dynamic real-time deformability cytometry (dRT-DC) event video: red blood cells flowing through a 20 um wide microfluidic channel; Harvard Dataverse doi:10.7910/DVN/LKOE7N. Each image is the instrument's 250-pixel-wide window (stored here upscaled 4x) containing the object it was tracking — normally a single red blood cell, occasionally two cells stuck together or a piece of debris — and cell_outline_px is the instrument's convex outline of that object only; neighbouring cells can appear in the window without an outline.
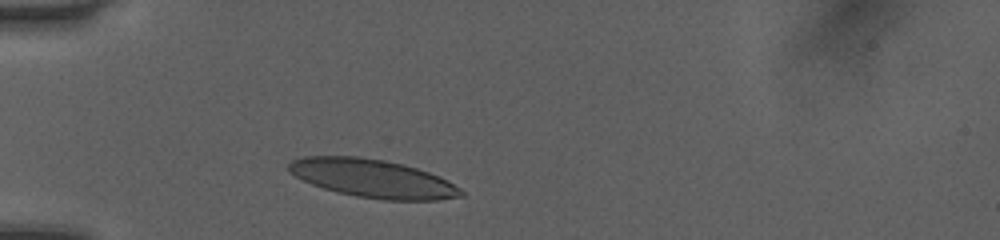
{"species": "human", "species_latin": "Homo sapiens", "temperature_condition": "room temperature", "stored_images_in_passage": 10, "camera_frame_rate_fps": 3000, "um_per_image_px": 0.085, "donor": {"sex": "female"}, "frame": {"image": 1, "passage_image": 1, "time_ms": 0.0, "image_size_px": [1000, 240], "cell_outline_px": [[464, 196], [440, 200], [384, 200], [356, 196], [336, 192], [312, 184], [288, 172], [288, 164], [292, 160], [304, 156], [360, 156], [384, 160], [404, 164], [440, 176], [460, 188], [464, 192]], "centroid_in_image_um": [31.69, 15.16], "position_along_channel_um": 53.3, "area_um2": 38.49}}
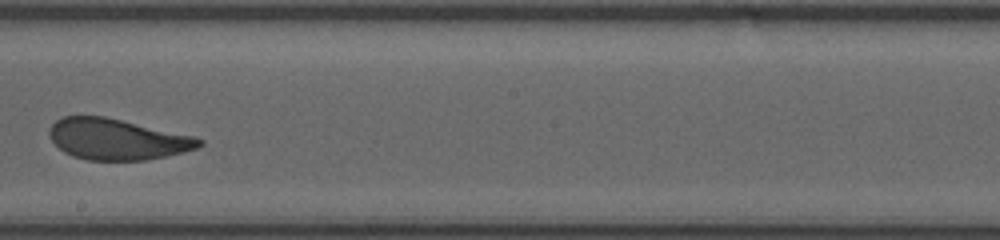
{"frame": {"image": 2, "passage_image": 6, "time_ms": 1.667, "image_size_px": [1000, 240], "cell_outline_px": [[204, 144], [200, 148], [184, 152], [144, 160], [88, 160], [72, 156], [64, 152], [52, 140], [48, 132], [52, 124], [60, 116], [104, 116], [196, 136], [204, 140]], "centroid_in_image_um": [9.99, 11.83], "position_along_channel_um": 238.2, "area_um2": 35.89}}
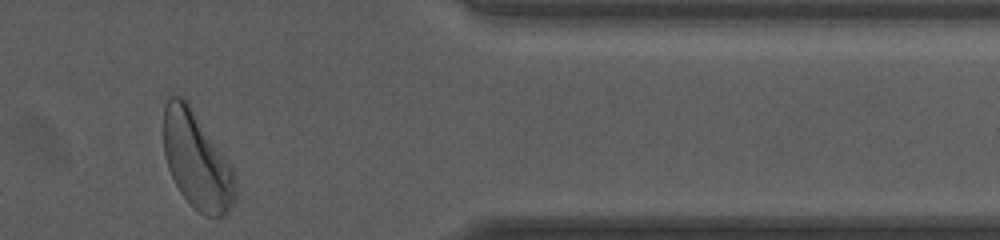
{"frame": {"image": 3, "passage_image": 10, "time_ms": 3.0, "image_size_px": [1000, 240], "cell_outline_px": [[236, 200], [228, 212], [224, 216], [216, 220], [204, 216], [180, 192], [168, 168], [164, 156], [164, 104], [168, 96], [180, 96], [188, 100], [232, 168], [236, 176]], "centroid_in_image_um": [16.74, 13.66], "position_along_channel_um": 394.7, "area_um2": 40.81}}